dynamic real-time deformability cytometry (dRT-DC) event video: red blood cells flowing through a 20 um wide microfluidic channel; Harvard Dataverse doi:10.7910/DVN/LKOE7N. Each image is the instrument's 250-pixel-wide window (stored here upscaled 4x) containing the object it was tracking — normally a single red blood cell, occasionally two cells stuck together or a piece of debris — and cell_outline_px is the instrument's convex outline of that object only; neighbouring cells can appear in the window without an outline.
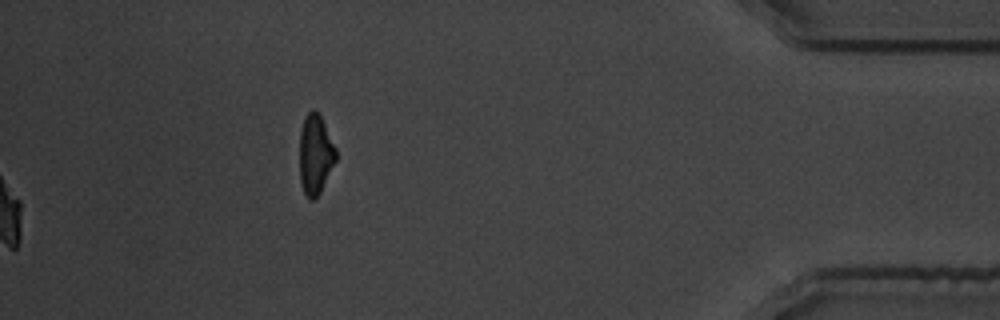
{"species": "common noctule bat (a hibernating species)", "species_latin": "Nyctalus noctula", "temperature_condition": "warm", "stored_images_in_passage": 59, "camera_frame_rate_fps": 3000, "um_per_image_px": 0.085, "animal": {"sex": "male", "body_mass_g": 19.5, "forearm_length_mm": 54.6}, "frame": {"image": 1, "passage_image": 59, "time_ms": 19.333, "image_size_px": [1000, 320], "cell_outline_px": [[336, 160], [320, 192], [312, 200], [308, 200], [304, 192], [300, 180], [300, 132], [304, 116], [312, 108], [320, 116], [336, 148]], "centroid_in_image_um": [26.79, 13.12], "position_along_channel_um": 408.4, "area_um2": 16.7}, "authors_computed_cell_mechanics": {"area_um2": 21.0392, "velocity_mm_per_s": 3.563, "shape_relaxation_time_tau1_ms": 2.3411, "shape_relaxation_time_tau2_ms": 2.9349, "deformation_change_tau1": 0.151, "deformation_change_tau2": 0.0524}}